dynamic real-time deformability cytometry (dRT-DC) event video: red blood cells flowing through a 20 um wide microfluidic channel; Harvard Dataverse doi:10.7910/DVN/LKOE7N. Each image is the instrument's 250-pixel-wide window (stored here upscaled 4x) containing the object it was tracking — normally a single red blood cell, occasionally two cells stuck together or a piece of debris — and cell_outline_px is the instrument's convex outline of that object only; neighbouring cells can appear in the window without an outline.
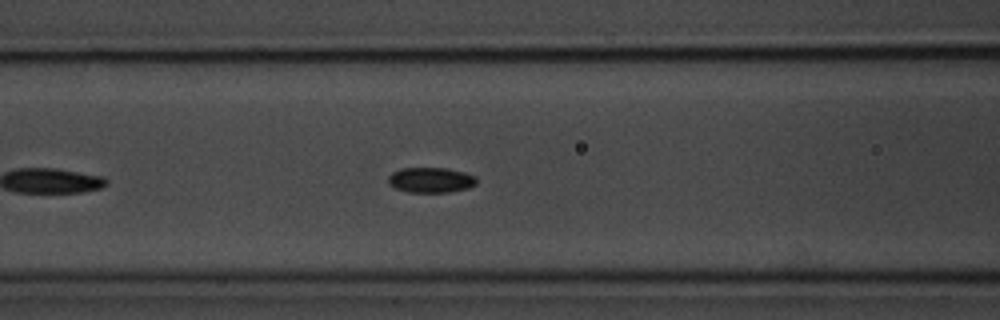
{"species": "common noctule bat (a hibernating species)", "species_latin": "Nyctalus noctula", "temperature_condition": "room temperature", "stored_images_in_passage": 45, "segment_of_instrument_passage": [1, 2], "camera_frame_rate_fps": 3000, "um_per_image_px": 0.085, "animal": {"sex": "male", "body_mass_g": 20.1, "forearm_length_mm": 53.5}, "frame": {"image": 1, "passage_image": 11, "time_ms": 3.333, "image_size_px": [1000, 320], "cell_outline_px": [[476, 184], [468, 188], [448, 192], [408, 192], [396, 188], [388, 184], [388, 176], [392, 172], [400, 168], [448, 168], [464, 172], [476, 176]], "centroid_in_image_um": [36.61, 15.29], "position_along_channel_um": 130.0, "area_um2": 13.06}}
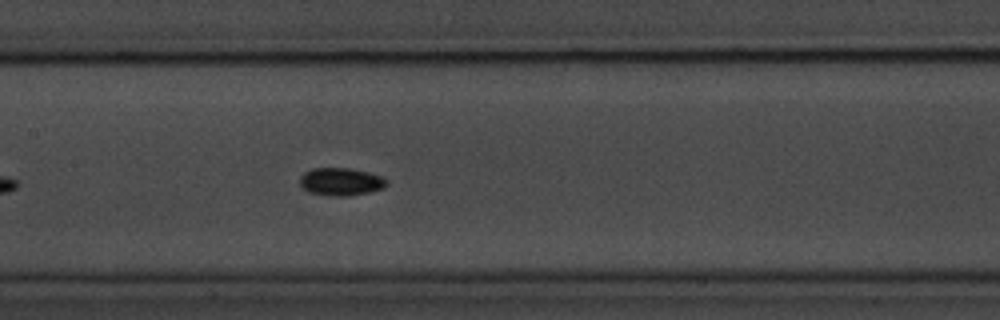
{"frame": {"image": 2, "passage_image": 15, "time_ms": 4.667, "image_size_px": [1000, 320], "cell_outline_px": [[388, 184], [384, 188], [368, 192], [348, 196], [324, 196], [308, 192], [300, 184], [300, 176], [304, 172], [312, 168], [348, 168], [368, 172], [384, 176], [388, 180]], "centroid_in_image_um": [28.99, 15.45], "position_along_channel_um": 178.4, "area_um2": 14.28}}
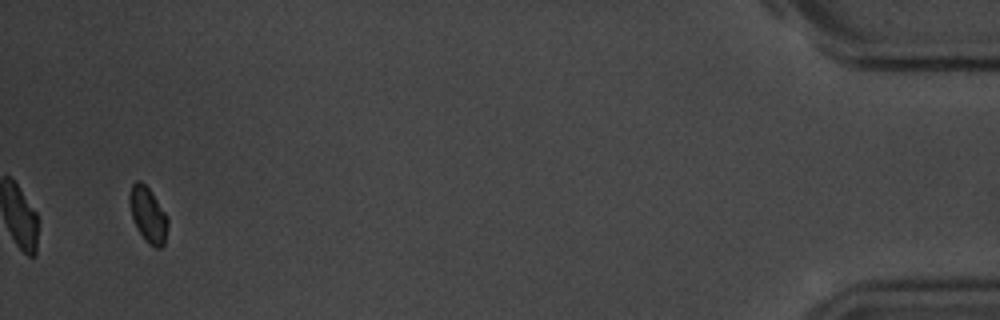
{"frame": {"image": 3, "passage_image": 42, "time_ms": 13.667, "image_size_px": [1000, 320], "cell_outline_px": [[168, 224], [164, 244], [160, 248], [156, 248], [148, 244], [140, 232], [132, 216], [128, 200], [128, 196], [132, 184], [136, 180], [140, 180], [148, 188], [168, 216]], "centroid_in_image_um": [12.58, 18.24], "position_along_channel_um": 422.6, "area_um2": 12.2}}